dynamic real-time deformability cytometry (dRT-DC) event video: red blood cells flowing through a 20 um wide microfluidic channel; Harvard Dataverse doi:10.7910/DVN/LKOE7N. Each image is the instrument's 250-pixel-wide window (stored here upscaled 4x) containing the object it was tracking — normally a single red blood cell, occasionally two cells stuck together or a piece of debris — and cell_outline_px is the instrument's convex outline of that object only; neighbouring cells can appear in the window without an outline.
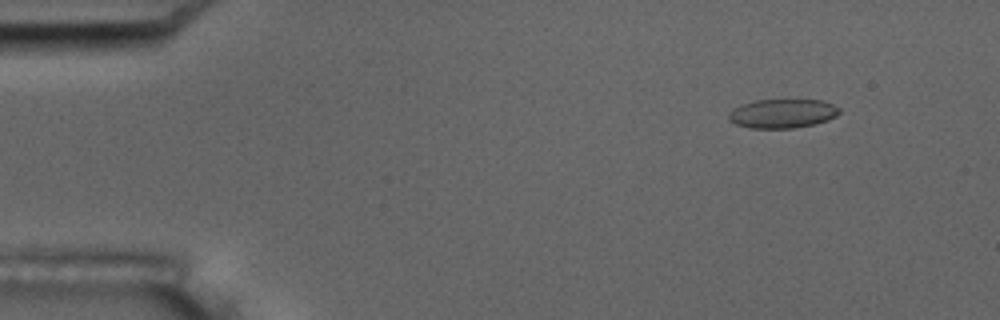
{"species": "common noctule bat (a hibernating species)", "species_latin": "Nyctalus noctula", "temperature_condition": "room temperature", "stored_images_in_passage": 6, "camera_frame_rate_fps": 3000, "um_per_image_px": 0.085, "animal": {"sex": "male", "body_mass_g": 17.5, "forearm_length_mm": 52.3}, "frame": {"image": 1, "passage_image": 2, "time_ms": 1.0, "image_size_px": [1000, 320], "cell_outline_px": [[840, 112], [836, 116], [828, 120], [816, 124], [796, 128], [752, 128], [736, 124], [728, 120], [728, 112], [732, 108], [740, 104], [756, 100], [824, 100], [840, 108]], "centroid_in_image_um": [66.5, 9.65], "position_along_channel_um": 18.5, "area_um2": 18.96}}